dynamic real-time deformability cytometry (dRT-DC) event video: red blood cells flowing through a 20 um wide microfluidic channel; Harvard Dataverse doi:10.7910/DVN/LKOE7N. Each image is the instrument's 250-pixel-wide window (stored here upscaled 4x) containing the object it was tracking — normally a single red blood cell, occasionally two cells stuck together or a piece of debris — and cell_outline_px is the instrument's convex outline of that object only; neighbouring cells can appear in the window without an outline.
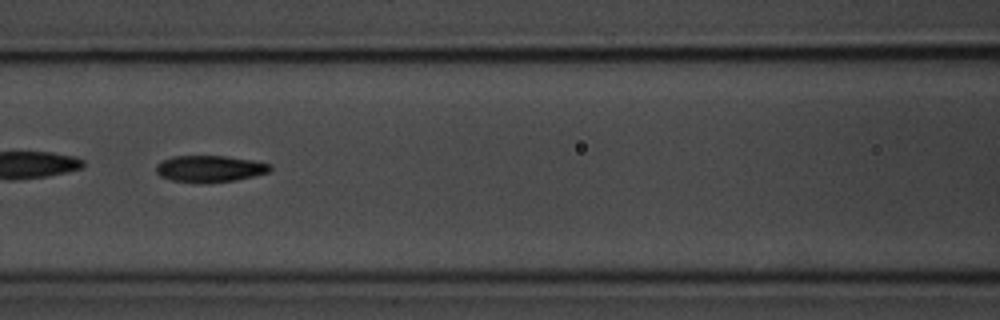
{"species": "common noctule bat (a hibernating species)", "species_latin": "Nyctalus noctula", "temperature_condition": "room temperature", "stored_images_in_passage": 7, "camera_frame_rate_fps": 3000, "um_per_image_px": 0.085, "animal": {"sex": "male", "body_mass_g": 20.1, "forearm_length_mm": 53.5}, "frame": {"image": 1, "passage_image": 7, "time_ms": 7.333, "image_size_px": [1000, 320], "cell_outline_px": [[272, 168], [268, 172], [236, 180], [200, 184], [172, 180], [160, 176], [156, 172], [156, 164], [172, 156], [224, 156], [252, 160], [272, 164]], "centroid_in_image_um": [17.82, 14.35], "position_along_channel_um": 148.8, "area_um2": 17.74}}